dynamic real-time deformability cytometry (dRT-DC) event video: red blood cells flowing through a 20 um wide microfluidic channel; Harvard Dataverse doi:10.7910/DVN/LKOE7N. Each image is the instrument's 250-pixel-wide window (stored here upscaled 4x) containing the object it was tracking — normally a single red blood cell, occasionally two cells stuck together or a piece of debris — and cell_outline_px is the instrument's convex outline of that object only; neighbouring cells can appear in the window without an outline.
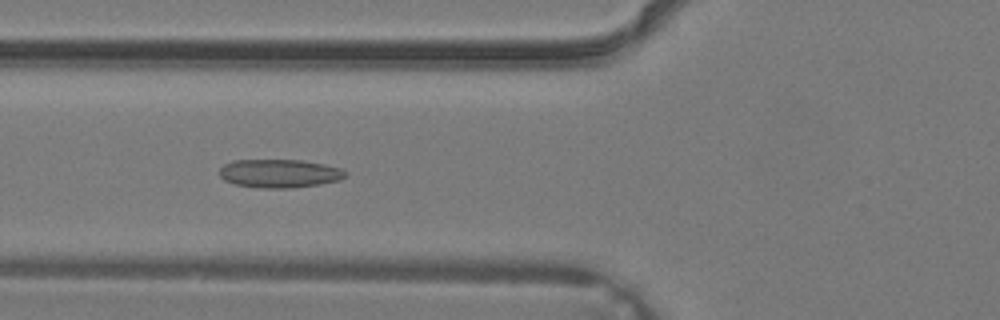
{"species": "common noctule bat (a hibernating species)", "species_latin": "Nyctalus noctula", "temperature_condition": "warm", "stored_images_in_passage": 33, "camera_frame_rate_fps": 3000, "um_per_image_px": 0.085, "animal": {"sex": "male", "body_mass_g": 19.2, "forearm_length_mm": 51.8}, "frame": {"image": 1, "passage_image": 11, "time_ms": 3.333, "image_size_px": [1000, 320], "cell_outline_px": [[348, 172], [340, 180], [320, 184], [292, 188], [260, 188], [236, 184], [224, 180], [220, 176], [220, 168], [224, 164], [232, 160], [300, 160], [324, 164], [340, 168]], "centroid_in_image_um": [23.75, 14.74], "position_along_channel_um": 102.0, "area_um2": 20.87}}
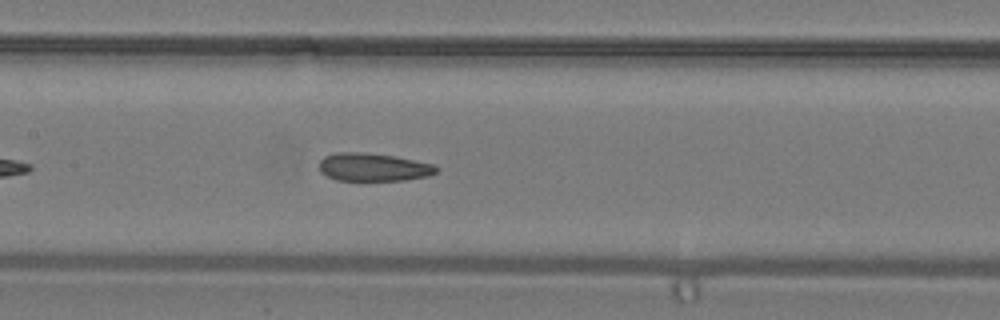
{"frame": {"image": 2, "passage_image": 15, "time_ms": 4.667, "image_size_px": [1000, 320], "cell_outline_px": [[440, 168], [436, 172], [428, 176], [404, 180], [336, 180], [320, 172], [320, 160], [324, 156], [336, 152], [364, 152], [396, 156], [432, 164]], "centroid_in_image_um": [31.73, 14.2], "position_along_channel_um": 175.7, "area_um2": 19.13}}
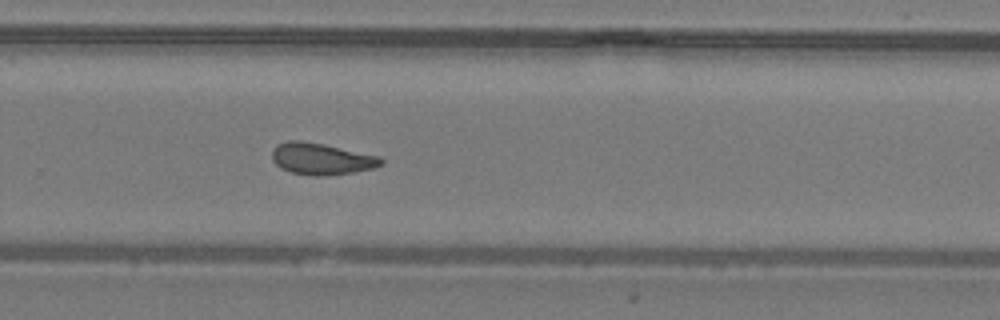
{"frame": {"image": 3, "passage_image": 22, "time_ms": 7.0, "image_size_px": [1000, 320], "cell_outline_px": [[384, 164], [372, 168], [352, 172], [320, 176], [312, 176], [292, 172], [280, 168], [272, 160], [272, 152], [276, 144], [288, 140], [300, 140], [324, 144], [380, 156], [384, 160]], "centroid_in_image_um": [27.3, 13.49], "position_along_channel_um": 302.5, "area_um2": 20.11}}